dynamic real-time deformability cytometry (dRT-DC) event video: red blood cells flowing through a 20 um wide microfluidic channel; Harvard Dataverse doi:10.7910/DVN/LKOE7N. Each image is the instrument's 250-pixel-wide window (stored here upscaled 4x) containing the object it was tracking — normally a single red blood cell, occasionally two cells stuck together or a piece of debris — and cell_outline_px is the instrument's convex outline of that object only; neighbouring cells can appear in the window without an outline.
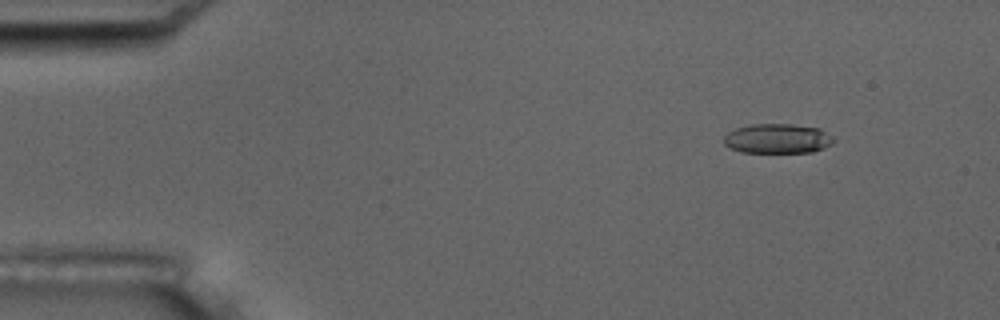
{"species": "common noctule bat (a hibernating species)", "species_latin": "Nyctalus noctula", "temperature_condition": "room temperature", "stored_images_in_passage": 5, "camera_frame_rate_fps": 3000, "um_per_image_px": 0.085, "animal": {"sex": "male", "body_mass_g": 17.5, "forearm_length_mm": 52.3}, "frame": {"image": 1, "passage_image": 2, "time_ms": 1.333, "image_size_px": [1000, 320], "cell_outline_px": [[836, 140], [832, 144], [824, 148], [812, 152], [740, 152], [724, 144], [724, 136], [728, 132], [736, 128], [752, 124], [792, 124], [820, 128], [832, 136]], "centroid_in_image_um": [66.11, 11.78], "position_along_channel_um": 18.9, "area_um2": 19.02}}